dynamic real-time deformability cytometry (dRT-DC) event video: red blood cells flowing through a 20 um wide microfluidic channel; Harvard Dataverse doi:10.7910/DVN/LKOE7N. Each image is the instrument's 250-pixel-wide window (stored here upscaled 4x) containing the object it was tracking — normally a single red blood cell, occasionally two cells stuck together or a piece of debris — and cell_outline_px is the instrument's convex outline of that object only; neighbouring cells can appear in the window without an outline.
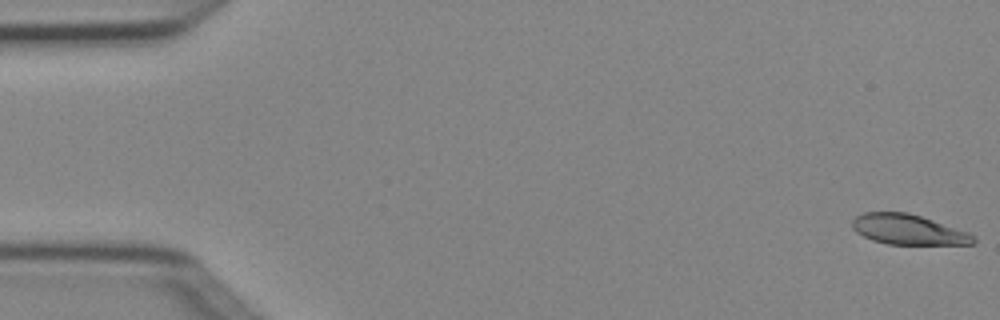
{"species": "Egyptian fruit bat (a non-hibernating species)", "species_latin": "Rousettus aegyptiacus", "temperature_condition": "cold", "stored_images_in_passage": 4, "camera_frame_rate_fps": 3000, "um_per_image_px": 0.085, "animal": {"sex": "female"}, "frame": {"image": 1, "passage_image": 1, "time_ms": 0.0, "image_size_px": [1000, 320], "cell_outline_px": [[976, 244], [888, 244], [872, 240], [856, 232], [852, 228], [852, 220], [856, 216], [864, 212], [908, 212], [968, 232], [976, 236]], "centroid_in_image_um": [77.19, 19.51], "position_along_channel_um": 7.8, "area_um2": 21.21}}